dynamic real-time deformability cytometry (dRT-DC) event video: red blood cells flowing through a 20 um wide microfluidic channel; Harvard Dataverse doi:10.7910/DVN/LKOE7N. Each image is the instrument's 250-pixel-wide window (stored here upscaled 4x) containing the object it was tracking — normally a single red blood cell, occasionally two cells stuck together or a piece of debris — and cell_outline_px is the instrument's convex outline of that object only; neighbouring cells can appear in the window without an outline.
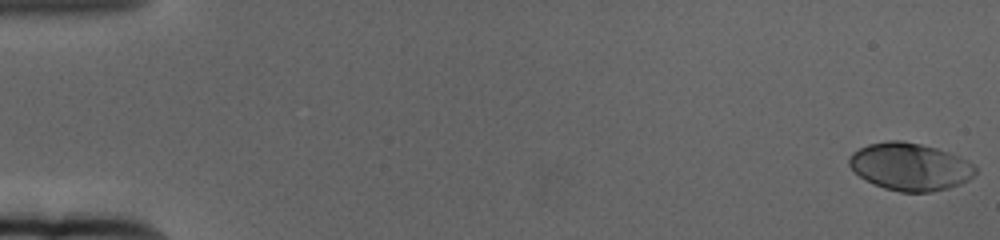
{"species": "human", "species_latin": "Homo sapiens", "temperature_condition": "cold", "stored_images_in_passage": 61, "camera_frame_rate_fps": 3000, "um_per_image_px": 0.085, "donor": {"sex": "female"}, "frame": {"image": 1, "passage_image": 1, "time_ms": 0.0, "image_size_px": [1000, 240], "cell_outline_px": [[976, 172], [968, 180], [960, 184], [948, 188], [932, 192], [900, 192], [884, 188], [860, 176], [848, 164], [848, 156], [852, 152], [868, 144], [888, 140], [900, 140], [920, 144], [936, 148], [948, 152], [968, 160], [976, 168]], "centroid_in_image_um": [77.35, 14.16], "position_along_channel_um": 7.7, "area_um2": 34.8}}
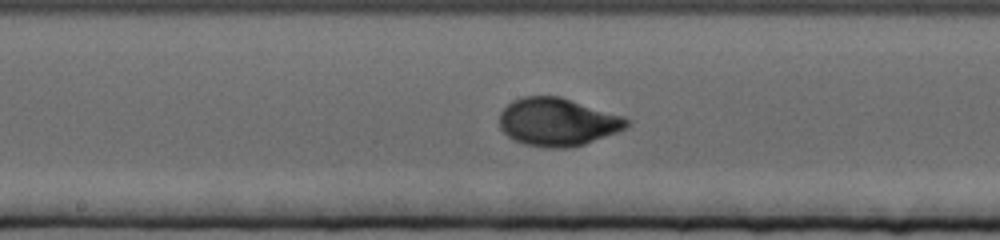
{"frame": {"image": 2, "passage_image": 33, "time_ms": 10.667, "image_size_px": [1000, 240], "cell_outline_px": [[628, 124], [624, 128], [616, 132], [584, 144], [568, 148], [548, 148], [524, 144], [512, 140], [500, 128], [500, 112], [512, 100], [520, 96], [560, 96], [624, 116], [628, 120]], "centroid_in_image_um": [47.35, 10.36], "position_along_channel_um": 200.8, "area_um2": 35.55}}
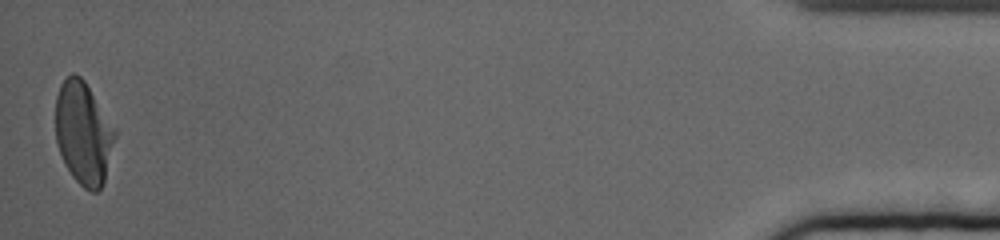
{"frame": {"image": 3, "passage_image": 61, "time_ms": 20.0, "image_size_px": [1000, 240], "cell_outline_px": [[116, 136], [104, 180], [100, 188], [96, 192], [92, 192], [84, 188], [72, 176], [64, 164], [56, 140], [56, 96], [60, 84], [72, 72], [80, 76], [84, 80], [116, 128]], "centroid_in_image_um": [7.09, 11.3], "position_along_channel_um": 428.1, "area_um2": 35.49}, "authors_computed_cell_mechanics": {"area_um2": 34.3332, "velocity_mm_per_s": 3.3385, "shape_relaxation_time_tau1_ms": 3.1515, "shape_relaxation_time_tau2_ms": null, "deformation_change_tau1": 0.1822, "deformation_change_tau2": null}}